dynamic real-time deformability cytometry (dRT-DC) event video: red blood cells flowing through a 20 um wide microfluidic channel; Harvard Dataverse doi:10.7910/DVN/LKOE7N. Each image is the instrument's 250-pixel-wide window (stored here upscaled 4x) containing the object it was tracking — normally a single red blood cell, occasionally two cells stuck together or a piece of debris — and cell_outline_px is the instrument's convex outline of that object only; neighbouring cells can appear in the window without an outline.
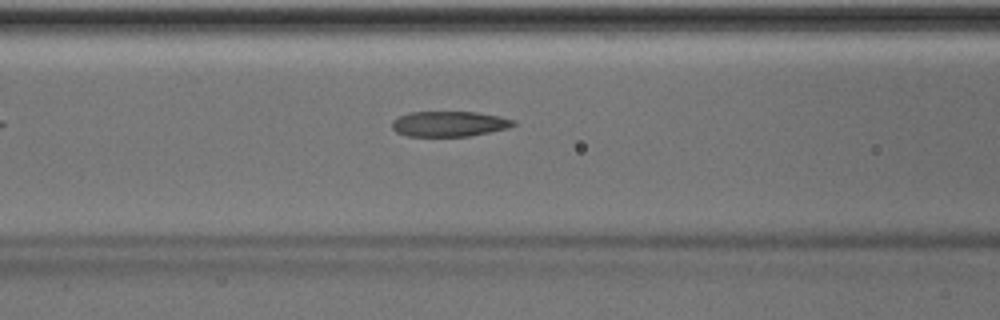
{"species": "Egyptian fruit bat (a non-hibernating species)", "species_latin": "Rousettus aegyptiacus", "temperature_condition": "room temperature", "stored_images_in_passage": 35, "camera_frame_rate_fps": 3000, "um_per_image_px": 0.085, "animal": {"sex": "male"}, "frame": {"image": 1, "passage_image": 6, "time_ms": 1.667, "image_size_px": [1000, 320], "cell_outline_px": [[516, 124], [508, 128], [468, 136], [408, 136], [396, 132], [392, 128], [392, 120], [400, 116], [412, 112], [476, 112], [500, 116], [512, 120]], "centroid_in_image_um": [38.16, 10.53], "position_along_channel_um": 128.4, "area_um2": 17.74}, "authors_computed_cell_mechanics": {"area_um2": 18.2648, "velocity_mm_per_s": 4.0541, "shape_relaxation_time_tau1_ms": null, "shape_relaxation_time_tau2_ms": 3.2836, "deformation_change_tau1": null, "deformation_change_tau2": 0.1308}}